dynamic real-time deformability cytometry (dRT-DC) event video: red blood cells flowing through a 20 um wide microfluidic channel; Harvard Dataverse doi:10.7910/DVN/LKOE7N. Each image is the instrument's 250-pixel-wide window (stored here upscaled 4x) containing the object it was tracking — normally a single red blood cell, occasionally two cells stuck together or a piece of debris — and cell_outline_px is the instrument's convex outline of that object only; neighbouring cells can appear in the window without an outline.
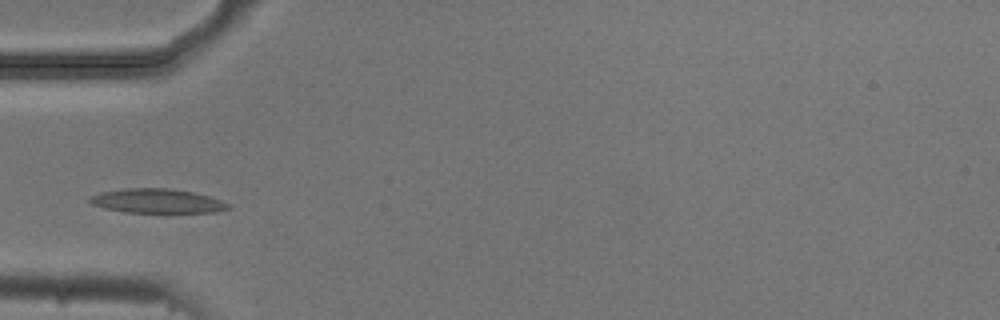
{"species": "common noctule bat (a hibernating species)", "species_latin": "Nyctalus noctula", "temperature_condition": "cold", "stored_images_in_passage": 5, "camera_frame_rate_fps": 3000, "um_per_image_px": 0.085, "animal": {"sex": "male", "body_mass_g": 20.5, "forearm_length_mm": 52.5}, "frame": {"image": 1, "passage_image": 2, "time_ms": 0.333, "image_size_px": [1000, 320], "cell_outline_px": [[232, 208], [216, 212], [124, 212], [104, 208], [92, 204], [88, 200], [92, 196], [100, 192], [124, 188], [168, 188], [192, 192], [208, 196], [232, 204]], "centroid_in_image_um": [13.37, 17.08], "position_along_channel_um": 71.6, "area_um2": 19.54}}
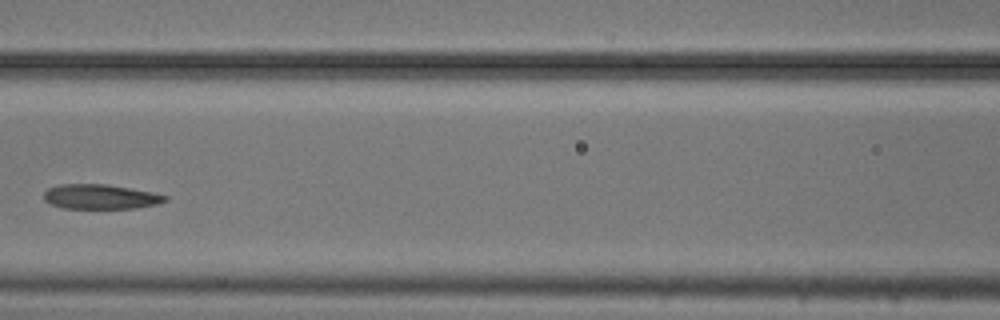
{"frame": {"image": 2, "passage_image": 4, "time_ms": 1.0, "image_size_px": [1000, 320], "cell_outline_px": [[168, 200], [156, 204], [136, 208], [64, 208], [52, 204], [44, 200], [44, 192], [48, 188], [60, 184], [104, 184], [152, 192], [168, 196]], "centroid_in_image_um": [8.53, 16.72], "position_along_channel_um": 158.1, "area_um2": 17.28}}
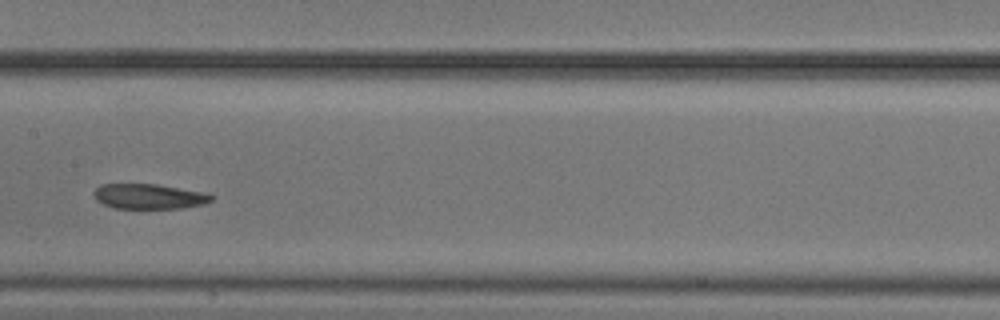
{"frame": {"image": 3, "passage_image": 5, "time_ms": 1.333, "image_size_px": [1000, 320], "cell_outline_px": [[216, 196], [212, 200], [204, 204], [180, 208], [116, 208], [104, 204], [96, 200], [92, 192], [100, 184], [156, 184], [208, 192]], "centroid_in_image_um": [12.71, 16.68], "position_along_channel_um": 194.7, "area_um2": 17.34}}